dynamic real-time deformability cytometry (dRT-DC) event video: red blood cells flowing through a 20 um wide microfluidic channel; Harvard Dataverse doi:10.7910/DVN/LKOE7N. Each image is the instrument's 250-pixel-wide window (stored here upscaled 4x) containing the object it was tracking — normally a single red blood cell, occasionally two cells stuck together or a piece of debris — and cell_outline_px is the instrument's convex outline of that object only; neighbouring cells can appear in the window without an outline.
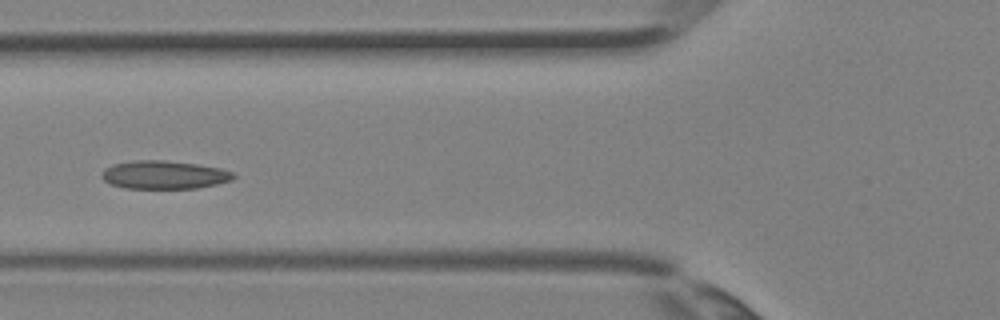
{"species": "Egyptian fruit bat (a non-hibernating species)", "species_latin": "Rousettus aegyptiacus", "temperature_condition": "room temperature", "stored_images_in_passage": 3, "camera_frame_rate_fps": 3000, "um_per_image_px": 0.085, "animal": {"sex": "female"}, "frame": {"image": 1, "passage_image": 3, "time_ms": 0.667, "image_size_px": [1000, 320], "cell_outline_px": [[236, 176], [232, 180], [216, 184], [196, 188], [124, 188], [112, 184], [104, 180], [100, 176], [100, 172], [104, 168], [112, 164], [132, 160], [164, 160], [196, 164], [220, 168], [232, 172]], "centroid_in_image_um": [13.91, 14.85], "position_along_channel_um": 111.9, "area_um2": 21.73}}